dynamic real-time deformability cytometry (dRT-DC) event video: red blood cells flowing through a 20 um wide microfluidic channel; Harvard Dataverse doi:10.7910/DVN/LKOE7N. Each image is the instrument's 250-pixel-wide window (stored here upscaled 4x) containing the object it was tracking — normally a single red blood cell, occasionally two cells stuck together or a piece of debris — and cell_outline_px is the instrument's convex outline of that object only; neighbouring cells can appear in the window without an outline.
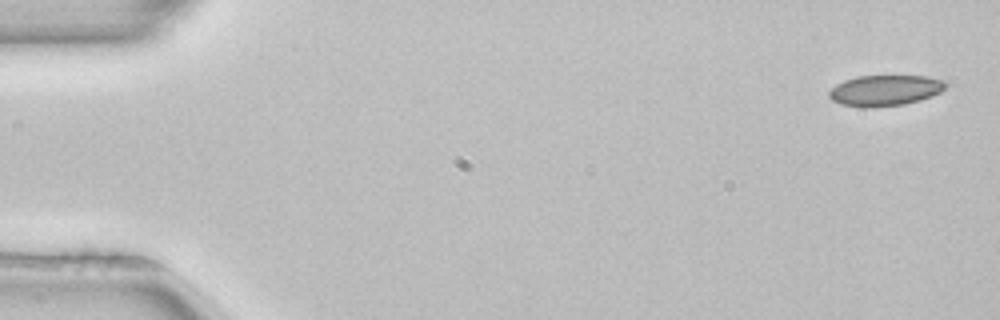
{"species": "common noctule bat (a hibernating species)", "species_latin": "Nyctalus noctula", "temperature_condition": "room temperature", "stored_images_in_passage": 3, "camera_frame_rate_fps": 3000, "um_per_image_px": 0.085, "animal": {"sex": "female", "body_mass_g": 22.7, "forearm_length_mm": 54.2}, "frame": {"image": 1, "passage_image": 1, "time_ms": 0.0, "image_size_px": [1000, 320], "cell_outline_px": [[948, 84], [940, 92], [932, 96], [920, 100], [904, 104], [872, 108], [864, 108], [840, 104], [832, 100], [828, 96], [828, 92], [836, 84], [844, 80], [856, 76], [928, 76], [948, 80]], "centroid_in_image_um": [75.24, 7.68], "position_along_channel_um": 9.8, "area_um2": 21.27}}
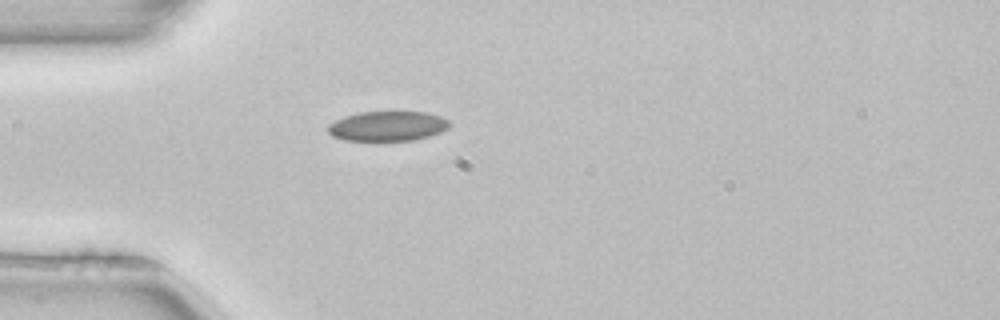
{"frame": {"image": 2, "passage_image": 3, "time_ms": 0.667, "image_size_px": [1000, 320], "cell_outline_px": [[448, 128], [440, 132], [428, 136], [412, 140], [344, 140], [332, 136], [328, 132], [328, 124], [344, 116], [360, 112], [428, 112], [440, 116], [448, 120]], "centroid_in_image_um": [32.92, 10.71], "position_along_channel_um": 52.1, "area_um2": 20.92}}